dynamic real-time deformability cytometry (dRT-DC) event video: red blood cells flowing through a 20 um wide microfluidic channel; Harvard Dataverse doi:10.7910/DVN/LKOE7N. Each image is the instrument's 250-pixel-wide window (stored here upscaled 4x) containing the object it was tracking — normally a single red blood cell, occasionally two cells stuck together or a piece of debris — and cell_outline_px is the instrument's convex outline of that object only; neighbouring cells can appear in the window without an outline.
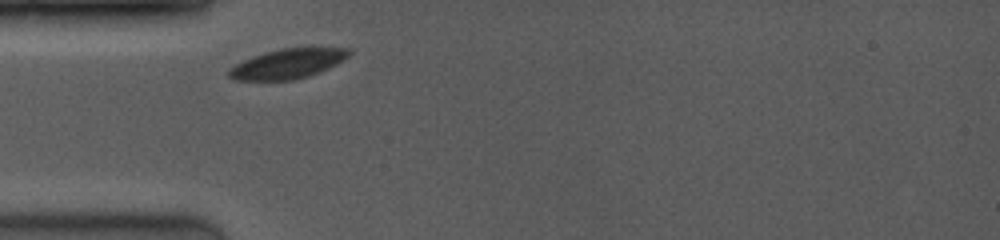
{"species": "common noctule bat (a hibernating species)", "species_latin": "Nyctalus noctula", "temperature_condition": "room temperature", "stored_images_in_passage": 3, "camera_frame_rate_fps": 4000, "um_per_image_px": 0.085, "animal": {"sex": "female", "body_mass_g": 19.0, "forearm_length_mm": 53.3}, "frame": {"image": 1, "passage_image": 1, "time_ms": 0.0, "image_size_px": [1000, 240], "cell_outline_px": [[352, 52], [348, 56], [336, 64], [328, 68], [308, 76], [292, 80], [236, 80], [228, 76], [228, 72], [236, 64], [244, 60], [280, 48], [348, 48]], "centroid_in_image_um": [24.47, 5.42], "position_along_channel_um": 60.5, "area_um2": 20.29}}
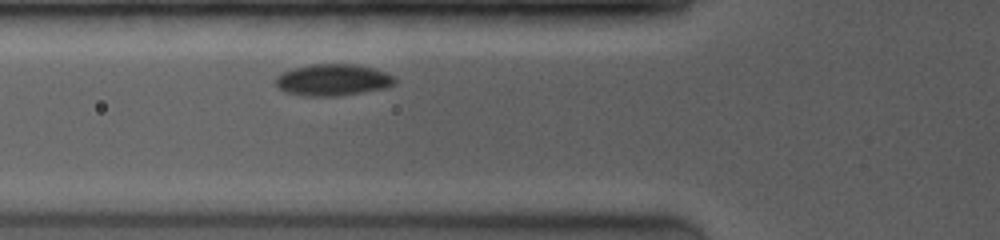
{"frame": {"image": 2, "passage_image": 3, "time_ms": 1.0, "image_size_px": [1000, 240], "cell_outline_px": [[396, 80], [392, 84], [384, 88], [336, 96], [304, 96], [284, 92], [276, 84], [276, 80], [284, 72], [296, 68], [312, 64], [352, 64], [372, 68], [384, 72], [392, 76]], "centroid_in_image_um": [28.27, 6.8], "position_along_channel_um": 97.5, "area_um2": 21.39}}